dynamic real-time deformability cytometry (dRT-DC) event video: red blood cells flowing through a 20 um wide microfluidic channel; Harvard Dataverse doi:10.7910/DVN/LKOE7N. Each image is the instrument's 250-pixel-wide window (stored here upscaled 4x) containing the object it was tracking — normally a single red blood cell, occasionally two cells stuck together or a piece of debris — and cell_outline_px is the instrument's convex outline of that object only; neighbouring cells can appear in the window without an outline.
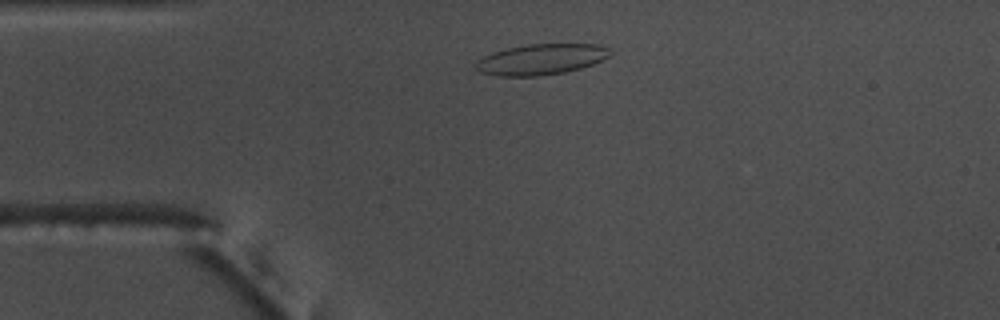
{"species": "common noctule bat (a hibernating species)", "species_latin": "Nyctalus noctula", "temperature_condition": "warm", "stored_images_in_passage": 40, "camera_frame_rate_fps": 3000, "um_per_image_px": 0.085, "animal": {"sex": "male", "body_mass_g": 17.5, "forearm_length_mm": 52.3}, "frame": {"image": 1, "passage_image": 7, "time_ms": 2.0, "image_size_px": [1000, 320], "cell_outline_px": [[612, 52], [608, 56], [592, 64], [580, 68], [564, 72], [540, 76], [496, 76], [480, 72], [476, 68], [476, 60], [492, 52], [508, 48], [528, 44], [596, 44], [612, 48]], "centroid_in_image_um": [45.98, 5.04], "position_along_channel_um": 39.0, "area_um2": 24.04}}
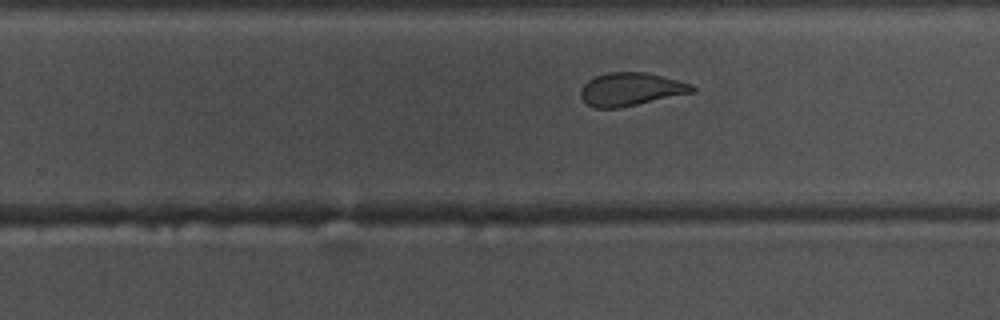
{"frame": {"image": 2, "passage_image": 28, "time_ms": 9.0, "image_size_px": [1000, 320], "cell_outline_px": [[696, 92], [620, 108], [592, 108], [580, 96], [580, 88], [588, 80], [596, 76], [608, 72], [648, 72], [692, 84], [696, 88]], "centroid_in_image_um": [53.63, 7.59], "position_along_channel_um": 276.2, "area_um2": 21.73}}
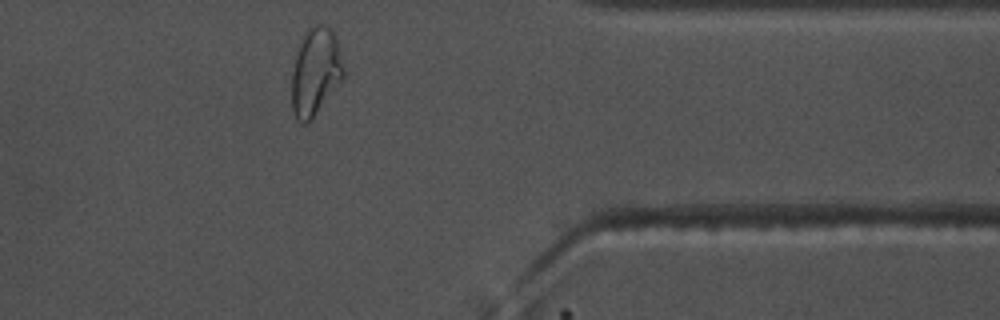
{"frame": {"image": 3, "passage_image": 38, "time_ms": 12.333, "image_size_px": [1000, 320], "cell_outline_px": [[344, 76], [312, 120], [304, 124], [296, 120], [292, 108], [292, 72], [296, 56], [304, 32], [312, 24], [328, 24], [332, 28], [336, 40], [344, 68]], "centroid_in_image_um": [26.81, 6.09], "position_along_channel_um": 384.6, "area_um2": 26.41}, "authors_computed_cell_mechanics": {"area_um2": 22.7732, "velocity_mm_per_s": 3.7546, "shape_relaxation_time_tau1_ms": 10.0085, "shape_relaxation_time_tau2_ms": 1.6928, "deformation_change_tau1": 0.2545, "deformation_change_tau2": 0.0736}}